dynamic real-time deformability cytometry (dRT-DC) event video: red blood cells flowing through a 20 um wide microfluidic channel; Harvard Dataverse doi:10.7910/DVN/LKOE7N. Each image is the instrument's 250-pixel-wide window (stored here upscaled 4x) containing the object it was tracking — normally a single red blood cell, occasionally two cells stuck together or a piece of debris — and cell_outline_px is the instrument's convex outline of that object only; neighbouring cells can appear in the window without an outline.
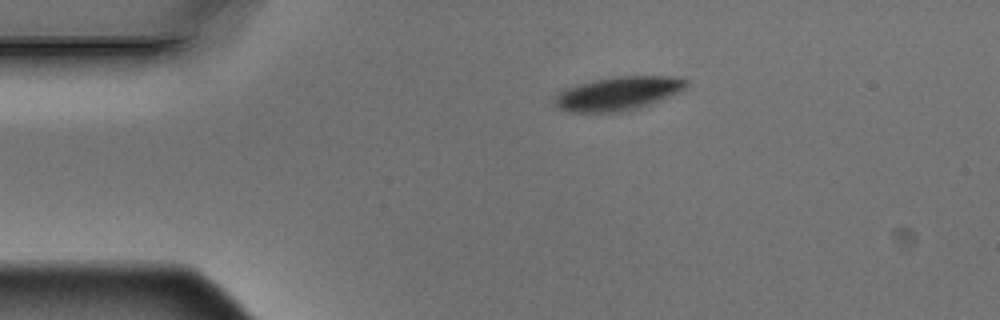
{"species": "Egyptian fruit bat (a non-hibernating species)", "species_latin": "Rousettus aegyptiacus", "temperature_condition": "warm", "stored_images_in_passage": 9, "camera_frame_rate_fps": 3000, "um_per_image_px": 0.085, "animal": {"sex": "male"}, "frame": {"image": 1, "passage_image": 1, "time_ms": 0.0, "image_size_px": [1000, 320], "cell_outline_px": [[688, 84], [684, 88], [660, 100], [640, 108], [620, 112], [572, 112], [560, 108], [556, 104], [556, 96], [560, 92], [568, 88], [592, 80], [616, 76], [672, 76], [688, 80]], "centroid_in_image_um": [52.57, 7.94], "position_along_channel_um": 32.4, "area_um2": 25.37}}
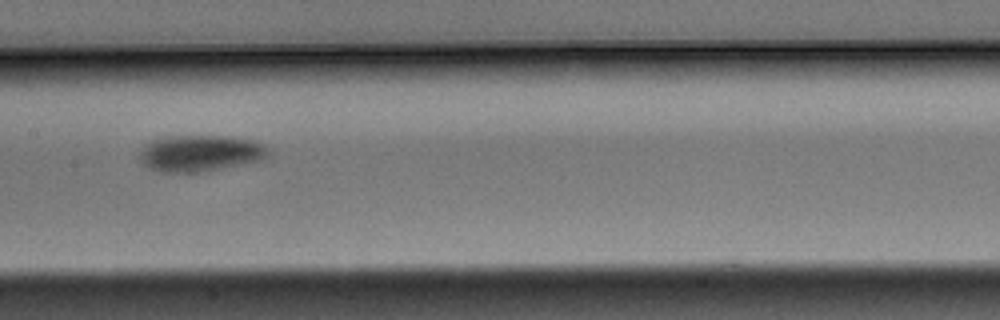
{"frame": {"image": 2, "passage_image": 6, "time_ms": 1.667, "image_size_px": [1000, 320], "cell_outline_px": [[268, 156], [260, 160], [200, 172], [160, 172], [148, 168], [140, 160], [140, 152], [144, 144], [152, 140], [164, 136], [232, 136], [256, 140], [264, 144], [268, 148]], "centroid_in_image_um": [17.0, 13.0], "position_along_channel_um": 190.4, "area_um2": 27.4}}
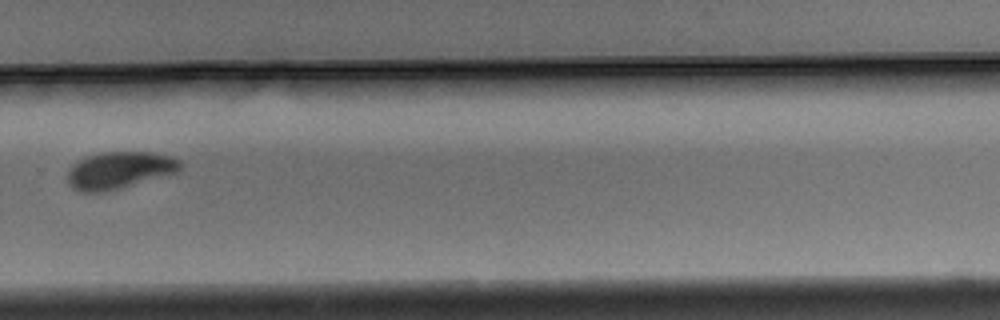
{"frame": {"image": 3, "passage_image": 9, "time_ms": 2.667, "image_size_px": [1000, 320], "cell_outline_px": [[184, 164], [180, 172], [120, 188], [104, 192], [80, 192], [72, 188], [68, 184], [68, 172], [72, 164], [88, 156], [100, 152], [152, 152], [172, 156], [180, 160]], "centroid_in_image_um": [10.19, 14.47], "position_along_channel_um": 319.6, "area_um2": 24.62}}